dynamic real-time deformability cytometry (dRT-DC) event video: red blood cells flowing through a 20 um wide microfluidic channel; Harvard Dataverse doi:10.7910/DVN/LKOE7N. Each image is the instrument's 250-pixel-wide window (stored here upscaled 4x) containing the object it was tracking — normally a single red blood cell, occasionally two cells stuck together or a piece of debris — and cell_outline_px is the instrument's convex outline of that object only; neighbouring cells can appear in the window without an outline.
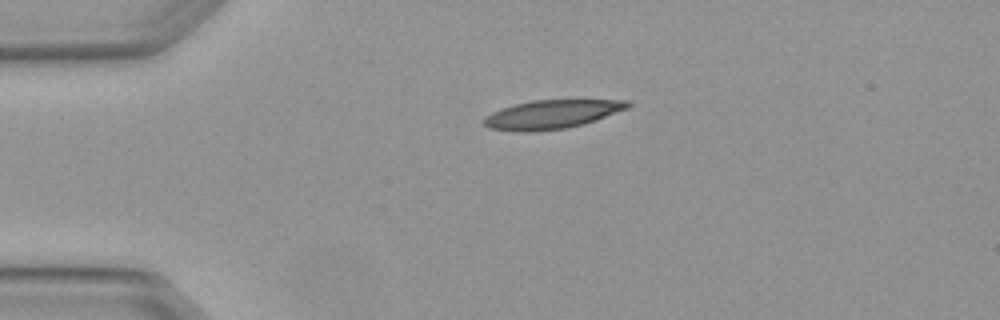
{"species": "Egyptian fruit bat (a non-hibernating species)", "species_latin": "Rousettus aegyptiacus", "temperature_condition": "warm", "stored_images_in_passage": 2, "camera_frame_rate_fps": 3000, "um_per_image_px": 0.085, "animal": {"sex": "female"}, "frame": {"image": 1, "passage_image": 1, "time_ms": 0.0, "image_size_px": [1000, 320], "cell_outline_px": [[632, 104], [628, 108], [596, 120], [584, 124], [564, 128], [532, 132], [520, 132], [488, 128], [484, 124], [484, 116], [500, 108], [532, 100], [628, 100]], "centroid_in_image_um": [46.88, 9.72], "position_along_channel_um": 38.1, "area_um2": 24.1}}